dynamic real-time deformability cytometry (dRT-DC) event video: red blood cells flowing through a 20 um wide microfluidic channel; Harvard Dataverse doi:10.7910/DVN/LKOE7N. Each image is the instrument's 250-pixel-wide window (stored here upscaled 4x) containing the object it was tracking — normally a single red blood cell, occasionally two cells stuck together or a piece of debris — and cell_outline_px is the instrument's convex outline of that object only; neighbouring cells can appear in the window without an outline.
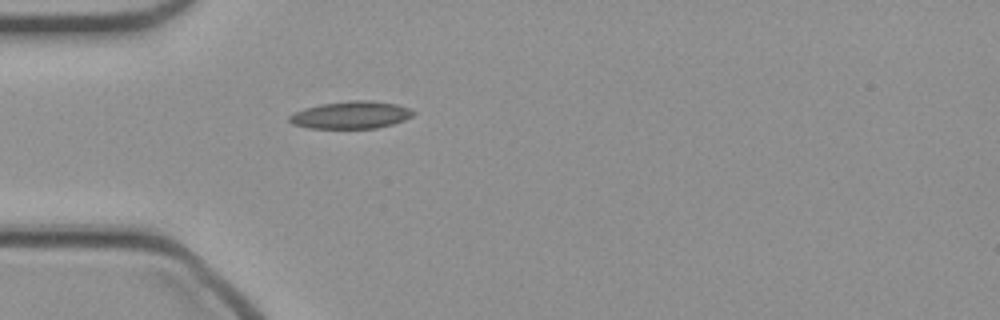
{"species": "common noctule bat (a hibernating species)", "species_latin": "Nyctalus noctula", "temperature_condition": "cold", "stored_images_in_passage": 35, "camera_frame_rate_fps": 3000, "um_per_image_px": 0.085, "animal": {"sex": "female", "body_mass_g": 21.9}, "frame": {"image": 1, "passage_image": 1, "time_ms": 0.0, "image_size_px": [1000, 320], "cell_outline_px": [[416, 112], [412, 116], [404, 120], [392, 124], [376, 128], [308, 128], [292, 124], [288, 120], [288, 116], [304, 108], [320, 104], [348, 100], [368, 100], [396, 104], [408, 108]], "centroid_in_image_um": [29.81, 9.77], "position_along_channel_um": 55.2, "area_um2": 19.77}}
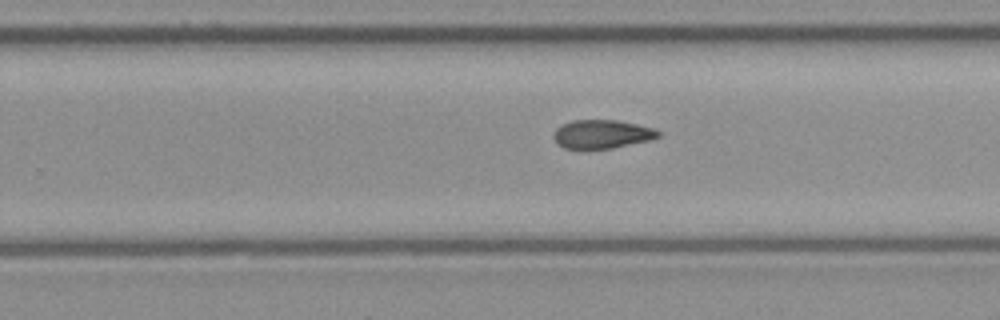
{"frame": {"image": 2, "passage_image": 17, "time_ms": 5.333, "image_size_px": [1000, 320], "cell_outline_px": [[660, 136], [648, 140], [612, 148], [588, 152], [580, 152], [564, 148], [556, 144], [552, 136], [556, 128], [572, 120], [616, 120], [656, 128], [660, 132]], "centroid_in_image_um": [51.09, 11.45], "position_along_channel_um": 278.7, "area_um2": 18.15}}
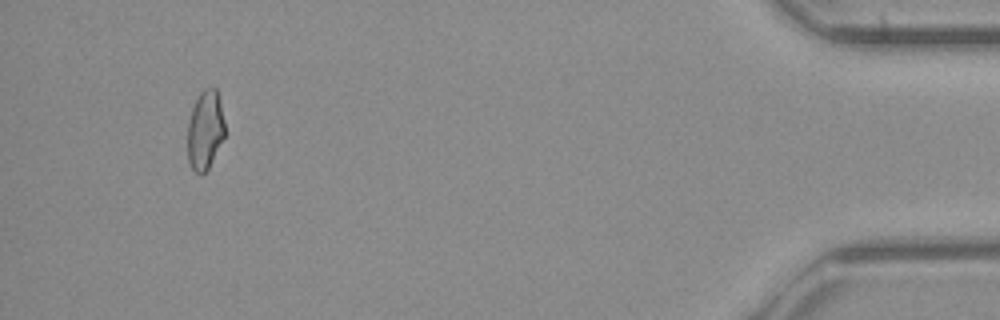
{"frame": {"image": 3, "passage_image": 32, "time_ms": 10.333, "image_size_px": [1000, 320], "cell_outline_px": [[224, 136], [208, 168], [200, 176], [192, 168], [188, 160], [188, 124], [192, 108], [200, 92], [204, 88], [216, 88], [224, 120]], "centroid_in_image_um": [17.42, 11.05], "position_along_channel_um": 417.8, "area_um2": 16.82}}